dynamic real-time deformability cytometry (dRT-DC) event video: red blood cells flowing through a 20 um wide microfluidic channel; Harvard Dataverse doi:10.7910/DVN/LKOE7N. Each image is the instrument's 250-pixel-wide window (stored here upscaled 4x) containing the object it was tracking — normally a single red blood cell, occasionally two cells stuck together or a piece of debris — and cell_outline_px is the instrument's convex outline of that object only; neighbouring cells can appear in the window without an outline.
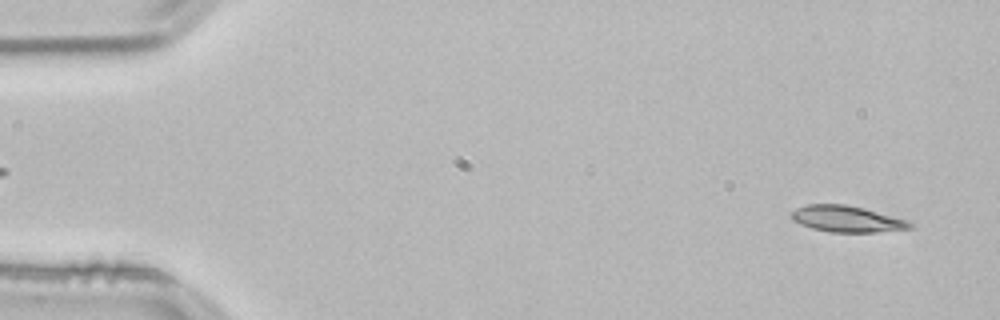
{"species": "common noctule bat (a hibernating species)", "species_latin": "Nyctalus noctula", "temperature_condition": "room temperature", "stored_images_in_passage": 52, "camera_frame_rate_fps": 3000, "um_per_image_px": 0.085, "animal": {"sex": "male", "body_mass_g": 21.5, "forearm_length_mm": 52.0}, "frame": {"image": 1, "passage_image": 2, "time_ms": 0.333, "image_size_px": [1000, 320], "cell_outline_px": [[916, 224], [912, 228], [876, 232], [832, 232], [812, 228], [800, 224], [792, 220], [788, 216], [796, 208], [808, 204], [844, 204], [864, 208], [908, 220]], "centroid_in_image_um": [71.99, 18.61], "position_along_channel_um": 13.0, "area_um2": 18.26}}
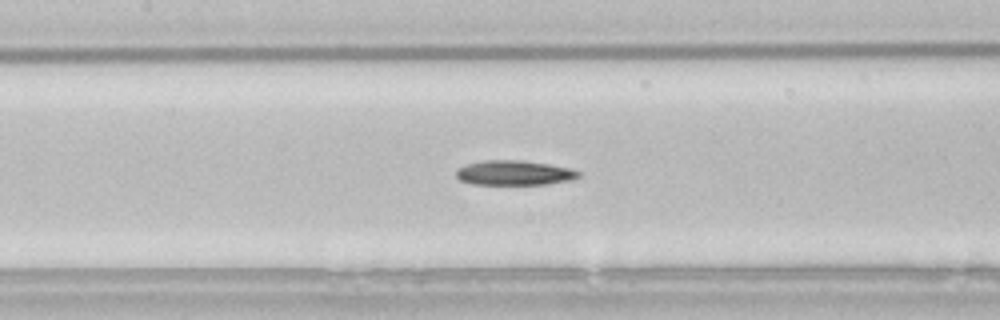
{"frame": {"image": 2, "passage_image": 23, "time_ms": 7.333, "image_size_px": [1000, 320], "cell_outline_px": [[580, 176], [568, 180], [544, 184], [472, 184], [460, 180], [456, 176], [456, 168], [480, 160], [520, 160], [548, 164], [572, 168], [580, 172]], "centroid_in_image_um": [43.67, 14.68], "position_along_channel_um": 163.7, "area_um2": 17.57}}
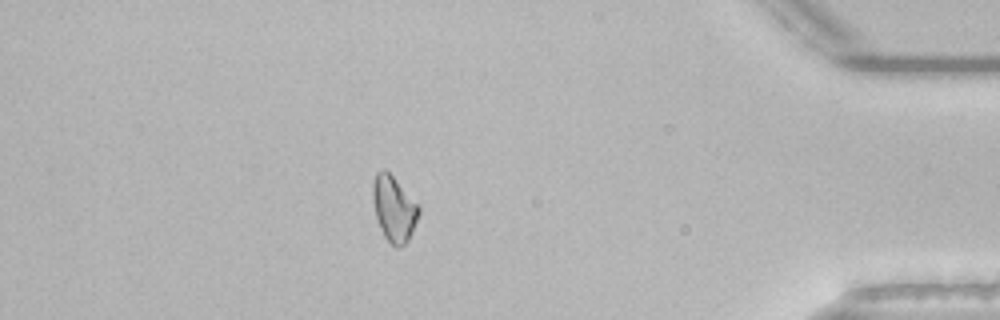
{"frame": {"image": 3, "passage_image": 45, "time_ms": 14.667, "image_size_px": [1000, 320], "cell_outline_px": [[420, 212], [412, 232], [408, 240], [400, 248], [396, 248], [384, 236], [380, 228], [376, 216], [372, 200], [372, 184], [376, 172], [380, 168], [384, 168], [392, 176], [420, 208]], "centroid_in_image_um": [33.45, 17.74], "position_along_channel_um": 401.7, "area_um2": 17.34}, "authors_computed_cell_mechanics": {"area_um2": 17.918, "velocity_mm_per_s": 3.8392, "shape_relaxation_time_tau1_ms": 5.5143, "shape_relaxation_time_tau2_ms": null, "deformation_change_tau1": 0.165, "deformation_change_tau2": null}}